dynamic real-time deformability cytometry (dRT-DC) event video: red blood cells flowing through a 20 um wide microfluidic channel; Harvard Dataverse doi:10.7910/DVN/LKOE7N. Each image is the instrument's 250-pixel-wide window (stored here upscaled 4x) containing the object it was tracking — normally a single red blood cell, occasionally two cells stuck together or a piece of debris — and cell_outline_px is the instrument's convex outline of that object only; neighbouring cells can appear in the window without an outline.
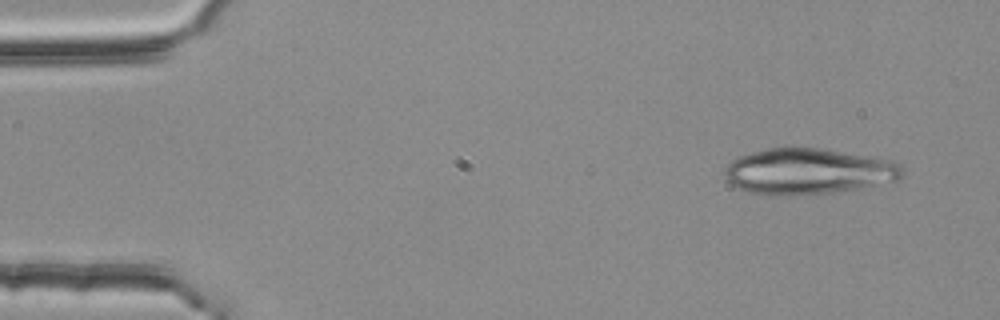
{"species": "common noctule bat (a hibernating species)", "species_latin": "Nyctalus noctula", "temperature_condition": "room temperature", "stored_images_in_passage": 3, "camera_frame_rate_fps": 3000, "um_per_image_px": 0.085, "animal": {"sex": "female", "body_mass_g": 25.1}, "frame": {"image": 1, "passage_image": 1, "time_ms": 0.0, "image_size_px": [1000, 320], "cell_outline_px": [[904, 176], [896, 180], [860, 188], [832, 192], [768, 196], [748, 192], [732, 184], [724, 176], [724, 168], [732, 160], [740, 156], [764, 148], [784, 144], [792, 144], [820, 148], [892, 160], [900, 164], [904, 168]], "centroid_in_image_um": [68.66, 14.52], "position_along_channel_um": 16.3, "area_um2": 48.26}}